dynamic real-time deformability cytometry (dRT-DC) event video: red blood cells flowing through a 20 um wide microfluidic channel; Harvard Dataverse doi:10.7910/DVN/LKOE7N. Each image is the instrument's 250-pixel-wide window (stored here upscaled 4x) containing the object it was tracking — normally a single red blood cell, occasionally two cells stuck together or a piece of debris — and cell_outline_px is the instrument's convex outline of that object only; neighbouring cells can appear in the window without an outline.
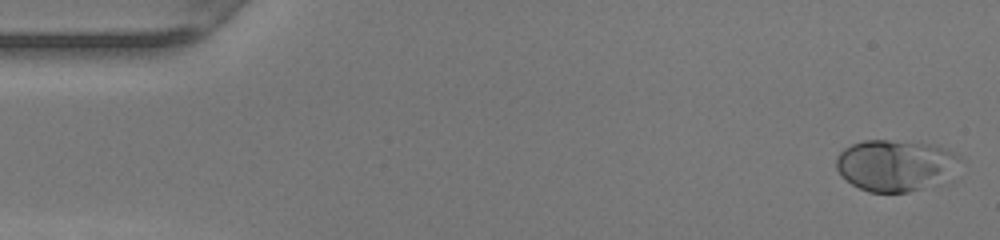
{"species": "human", "species_latin": "Homo sapiens", "temperature_condition": "warm", "stored_images_in_passage": 48, "camera_frame_rate_fps": 3000, "um_per_image_px": 0.085, "donor": {"sex": "female"}, "frame": {"image": 1, "passage_image": 1, "time_ms": 0.0, "image_size_px": [1000, 240], "cell_outline_px": [[956, 180], [948, 184], [908, 192], [868, 192], [852, 184], [836, 168], [836, 156], [844, 148], [852, 144], [864, 140], [888, 140], [936, 144], [956, 152]], "centroid_in_image_um": [76.22, 14.08], "position_along_channel_um": 8.8, "area_um2": 37.97}}
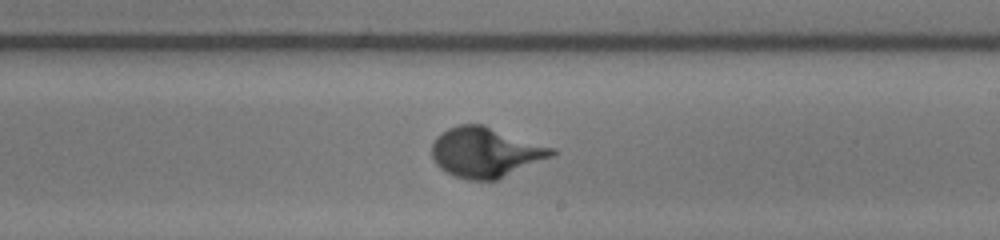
{"frame": {"image": 2, "passage_image": 28, "time_ms": 9.0, "image_size_px": [1000, 240], "cell_outline_px": [[556, 152], [552, 156], [496, 180], [468, 180], [456, 176], [440, 168], [432, 160], [432, 140], [440, 132], [448, 128], [460, 124], [484, 124], [556, 148]], "centroid_in_image_um": [41.25, 12.92], "position_along_channel_um": 247.7, "area_um2": 35.08}}
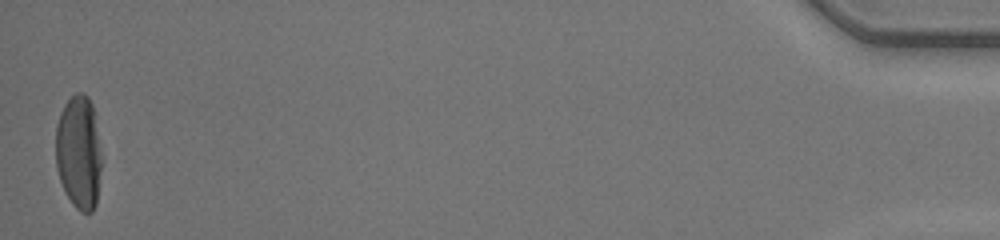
{"frame": {"image": 3, "passage_image": 48, "time_ms": 15.667, "image_size_px": [1000, 240], "cell_outline_px": [[100, 168], [96, 204], [92, 212], [80, 212], [72, 204], [60, 180], [56, 168], [56, 124], [60, 112], [64, 104], [76, 92], [84, 92], [88, 96], [92, 104], [100, 156]], "centroid_in_image_um": [6.66, 12.93], "position_along_channel_um": 428.5, "area_um2": 30.0}}